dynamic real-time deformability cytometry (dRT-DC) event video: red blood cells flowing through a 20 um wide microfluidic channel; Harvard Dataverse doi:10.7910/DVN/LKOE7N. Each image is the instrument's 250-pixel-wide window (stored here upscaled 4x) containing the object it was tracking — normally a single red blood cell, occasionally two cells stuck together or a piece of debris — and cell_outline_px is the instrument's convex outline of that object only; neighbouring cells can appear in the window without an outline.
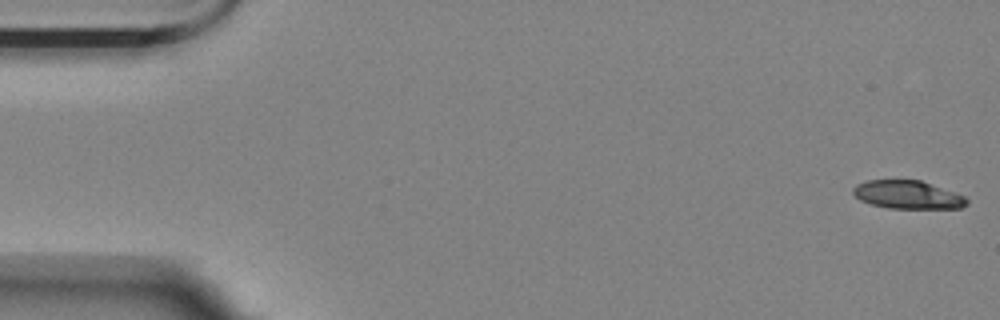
{"species": "Egyptian fruit bat (a non-hibernating species)", "species_latin": "Rousettus aegyptiacus", "temperature_condition": "room temperature", "stored_images_in_passage": 53, "camera_frame_rate_fps": 3000, "um_per_image_px": 0.085, "animal": {"sex": "female"}, "frame": {"image": 1, "passage_image": 1, "time_ms": 0.0, "image_size_px": [1000, 320], "cell_outline_px": [[968, 204], [960, 208], [888, 208], [872, 204], [860, 200], [852, 192], [852, 188], [856, 184], [868, 180], [920, 180], [964, 196], [968, 200]], "centroid_in_image_um": [77.13, 16.55], "position_along_channel_um": 7.9, "area_um2": 18.5}}
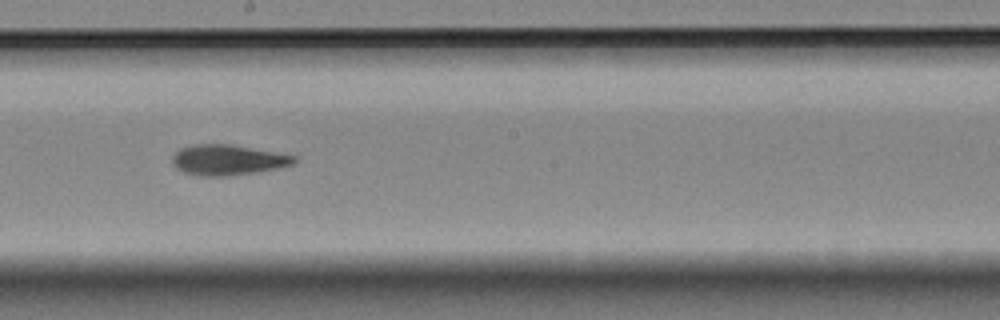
{"frame": {"image": 2, "passage_image": 31, "time_ms": 10.0, "image_size_px": [1000, 320], "cell_outline_px": [[296, 160], [292, 164], [276, 168], [252, 172], [224, 176], [200, 176], [184, 172], [176, 168], [172, 164], [172, 156], [180, 148], [192, 144], [232, 144], [296, 156]], "centroid_in_image_um": [19.3, 13.58], "position_along_channel_um": 228.9, "area_um2": 21.39}}
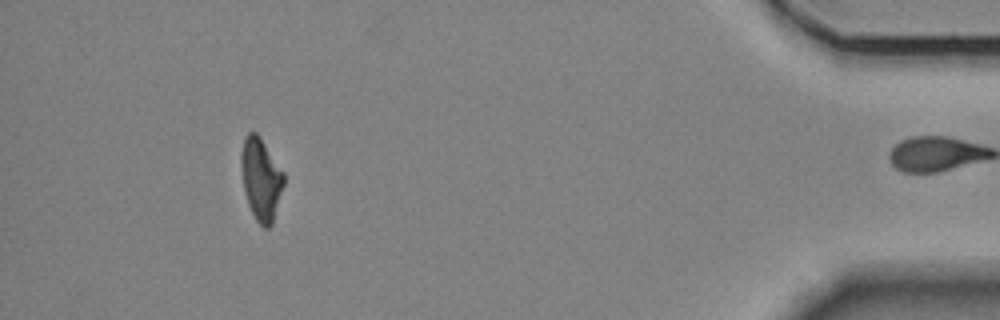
{"frame": {"image": 3, "passage_image": 52, "time_ms": 17.0, "image_size_px": [1000, 320], "cell_outline_px": [[284, 184], [272, 224], [268, 228], [264, 228], [256, 220], [248, 204], [244, 192], [240, 164], [240, 152], [244, 140], [248, 132], [256, 132], [260, 136], [284, 172]], "centroid_in_image_um": [22.17, 15.2], "position_along_channel_um": 413.0, "area_um2": 20.52}, "authors_computed_cell_mechanics": {"area_um2": 21.2126, "velocity_mm_per_s": 3.5184, "shape_relaxation_time_tau1_ms": null, "shape_relaxation_time_tau2_ms": 4.6208, "deformation_change_tau1": null, "deformation_change_tau2": 0.1226}}